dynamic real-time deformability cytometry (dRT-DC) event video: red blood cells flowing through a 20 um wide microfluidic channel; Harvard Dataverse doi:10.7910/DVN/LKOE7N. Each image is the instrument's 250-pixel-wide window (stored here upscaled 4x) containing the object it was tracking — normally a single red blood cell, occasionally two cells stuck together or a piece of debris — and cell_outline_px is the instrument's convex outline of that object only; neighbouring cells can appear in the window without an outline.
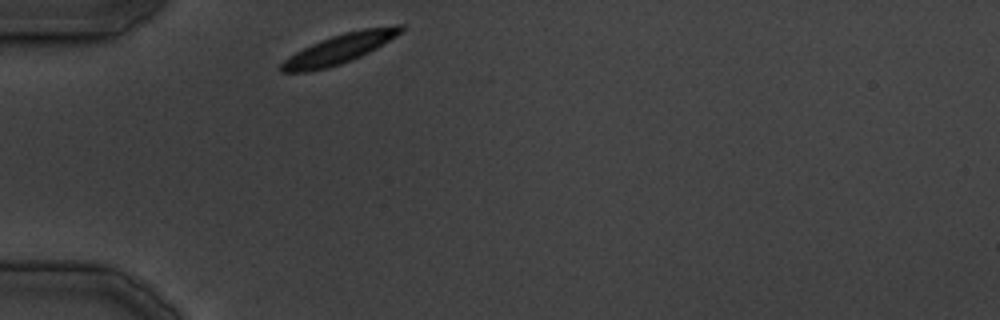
{"species": "common noctule bat (a hibernating species)", "species_latin": "Nyctalus noctula", "temperature_condition": "cold", "stored_images_in_passage": 5, "camera_frame_rate_fps": 3000, "um_per_image_px": 0.085, "animal": {"sex": "male", "body_mass_g": 19.5, "forearm_length_mm": 54.6}, "frame": {"image": 1, "passage_image": 1, "time_ms": 0.0, "image_size_px": [1000, 320], "cell_outline_px": [[404, 28], [396, 36], [376, 48], [352, 60], [328, 68], [308, 72], [280, 72], [280, 64], [288, 56], [320, 40], [344, 32], [364, 28], [396, 24], [404, 24]], "centroid_in_image_um": [28.85, 4.14], "position_along_channel_um": 56.2, "area_um2": 20.52}}